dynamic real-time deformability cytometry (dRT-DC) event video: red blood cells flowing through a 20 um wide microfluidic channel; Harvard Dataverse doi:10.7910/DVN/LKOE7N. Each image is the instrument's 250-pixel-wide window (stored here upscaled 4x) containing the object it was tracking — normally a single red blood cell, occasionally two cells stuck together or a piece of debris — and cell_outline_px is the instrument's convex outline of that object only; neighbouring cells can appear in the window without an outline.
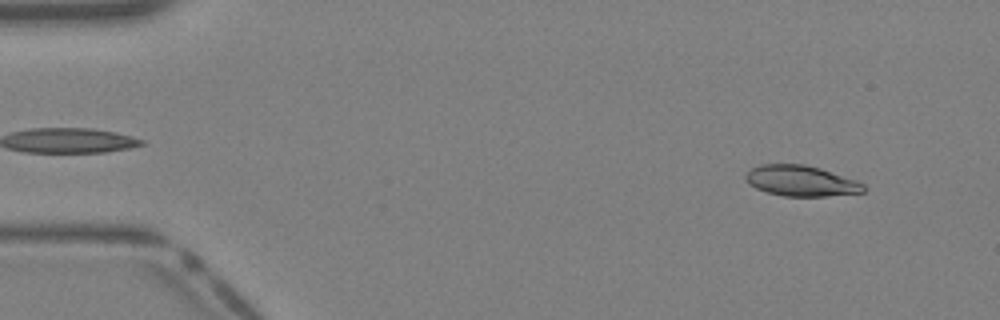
{"species": "Egyptian fruit bat (a non-hibernating species)", "species_latin": "Rousettus aegyptiacus", "temperature_condition": "warm", "stored_images_in_passage": 12, "camera_frame_rate_fps": 3000, "um_per_image_px": 0.085, "animal": {"sex": "female"}, "frame": {"image": 1, "passage_image": 3, "time_ms": 0.667, "image_size_px": [1000, 320], "cell_outline_px": [[864, 192], [824, 196], [784, 196], [768, 192], [756, 188], [748, 184], [744, 176], [752, 168], [760, 164], [804, 164], [820, 168], [856, 180], [864, 184]], "centroid_in_image_um": [68.07, 15.37], "position_along_channel_um": 16.9, "area_um2": 20.92}}